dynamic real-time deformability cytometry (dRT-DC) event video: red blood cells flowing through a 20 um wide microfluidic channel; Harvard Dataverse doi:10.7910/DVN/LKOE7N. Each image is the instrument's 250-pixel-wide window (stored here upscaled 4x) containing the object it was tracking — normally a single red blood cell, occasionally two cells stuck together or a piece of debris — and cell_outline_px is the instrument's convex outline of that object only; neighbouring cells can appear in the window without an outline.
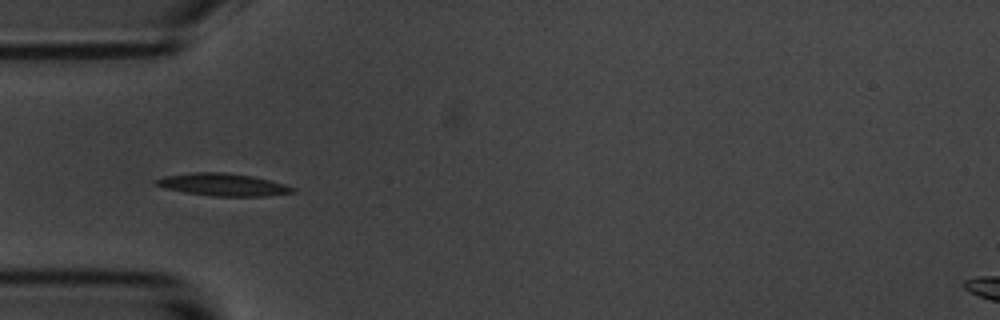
{"species": "common noctule bat (a hibernating species)", "species_latin": "Nyctalus noctula", "temperature_condition": "room temperature", "stored_images_in_passage": 7, "camera_frame_rate_fps": 3000, "um_per_image_px": 0.085, "animal": {"sex": "male", "body_mass_g": 20.1, "forearm_length_mm": 53.5}, "frame": {"image": 1, "passage_image": 4, "time_ms": 3.667, "image_size_px": [1000, 320], "cell_outline_px": [[296, 192], [268, 196], [212, 196], [184, 192], [164, 188], [152, 184], [152, 180], [164, 176], [196, 172], [224, 172], [252, 176], [284, 184], [296, 188]], "centroid_in_image_um": [18.91, 15.7], "position_along_channel_um": 66.1, "area_um2": 17.98}}
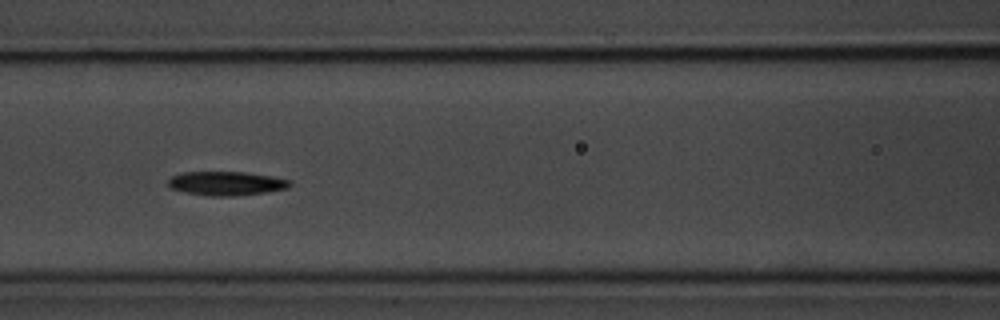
{"frame": {"image": 2, "passage_image": 6, "time_ms": 6.0, "image_size_px": [1000, 320], "cell_outline_px": [[292, 184], [288, 188], [264, 192], [236, 196], [208, 196], [184, 192], [168, 188], [168, 180], [172, 176], [180, 172], [244, 172], [272, 176], [292, 180]], "centroid_in_image_um": [19.21, 15.59], "position_along_channel_um": 147.4, "area_um2": 17.17}}
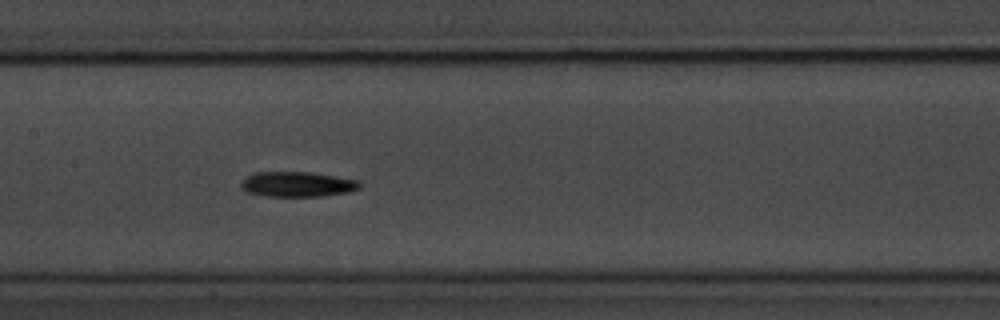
{"frame": {"image": 3, "passage_image": 7, "time_ms": 7.0, "image_size_px": [1000, 320], "cell_outline_px": [[360, 188], [348, 192], [324, 196], [268, 196], [248, 192], [240, 188], [240, 184], [248, 176], [256, 172], [308, 172], [336, 176], [360, 180]], "centroid_in_image_um": [25.3, 15.66], "position_along_channel_um": 182.1, "area_um2": 17.28}}